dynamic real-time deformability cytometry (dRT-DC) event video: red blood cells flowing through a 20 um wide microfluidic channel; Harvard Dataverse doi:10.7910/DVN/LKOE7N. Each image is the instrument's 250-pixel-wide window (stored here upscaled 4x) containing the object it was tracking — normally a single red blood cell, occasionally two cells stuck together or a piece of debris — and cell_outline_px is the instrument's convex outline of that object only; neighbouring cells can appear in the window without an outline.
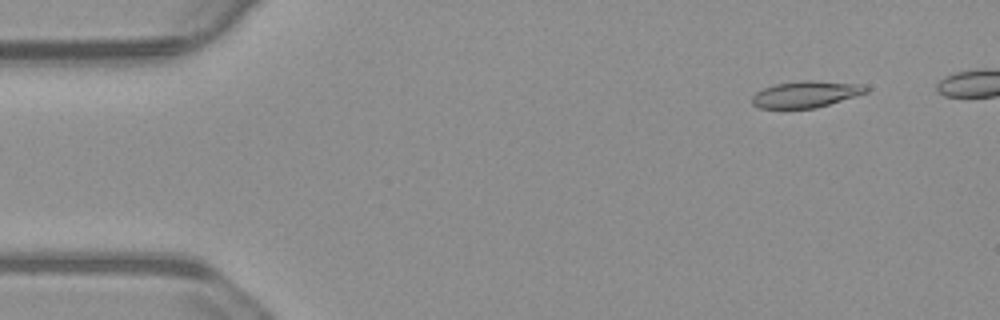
{"species": "common noctule bat (a hibernating species)", "species_latin": "Nyctalus noctula", "temperature_condition": "warm", "stored_images_in_passage": 44, "camera_frame_rate_fps": 3000, "um_per_image_px": 0.085, "animal": {"sex": "male", "body_mass_g": 23.1, "forearm_length_mm": 52.7}, "frame": {"image": 1, "passage_image": 1, "time_ms": 0.0, "image_size_px": [1000, 320], "cell_outline_px": [[868, 92], [856, 96], [816, 108], [760, 108], [752, 104], [752, 96], [756, 92], [764, 88], [776, 84], [800, 80], [816, 80], [864, 84], [868, 88]], "centroid_in_image_um": [68.52, 8.0], "position_along_channel_um": 16.5, "area_um2": 17.69}}
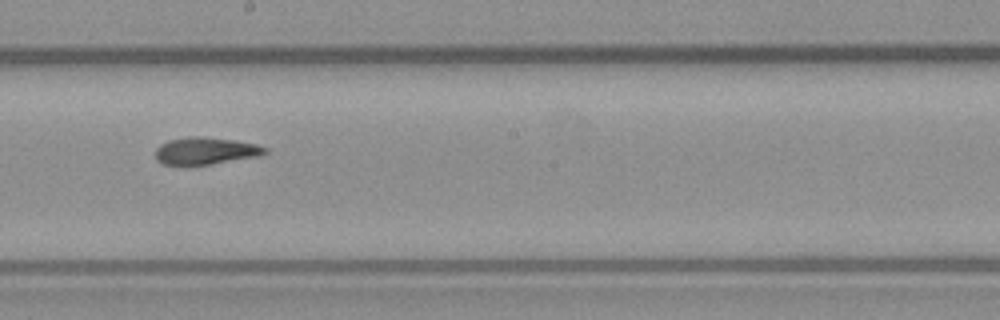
{"frame": {"image": 2, "passage_image": 26, "time_ms": 8.333, "image_size_px": [1000, 320], "cell_outline_px": [[268, 152], [264, 156], [212, 164], [184, 168], [164, 164], [156, 160], [156, 148], [160, 144], [168, 140], [192, 136], [200, 136], [236, 140], [256, 144], [268, 148]], "centroid_in_image_um": [17.48, 12.86], "position_along_channel_um": 230.7, "area_um2": 18.21}}
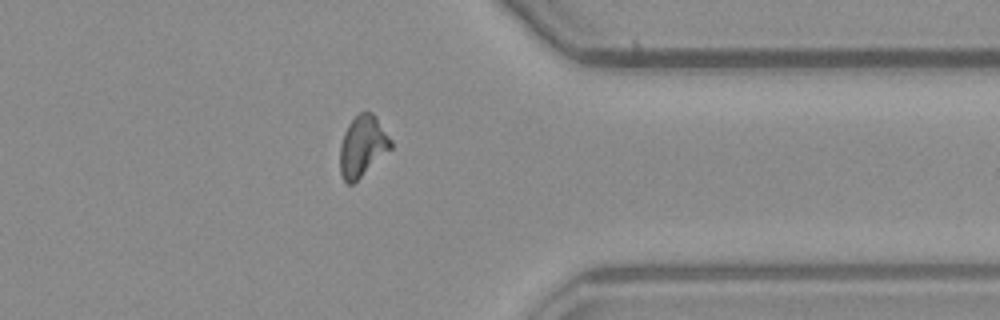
{"frame": {"image": 3, "passage_image": 39, "time_ms": 12.667, "image_size_px": [1000, 320], "cell_outline_px": [[392, 148], [352, 184], [348, 184], [344, 180], [340, 172], [340, 144], [344, 132], [348, 124], [360, 112], [372, 112], [376, 116], [392, 140]], "centroid_in_image_um": [30.82, 12.41], "position_along_channel_um": 380.6, "area_um2": 17.92}, "authors_computed_cell_mechanics": {"area_um2": 17.9758, "velocity_mm_per_s": 3.7324, "shape_relaxation_time_tau1_ms": 8.8193, "shape_relaxation_time_tau2_ms": 2.7081, "deformation_change_tau1": 0.2242, "deformation_change_tau2": 0.0944}}